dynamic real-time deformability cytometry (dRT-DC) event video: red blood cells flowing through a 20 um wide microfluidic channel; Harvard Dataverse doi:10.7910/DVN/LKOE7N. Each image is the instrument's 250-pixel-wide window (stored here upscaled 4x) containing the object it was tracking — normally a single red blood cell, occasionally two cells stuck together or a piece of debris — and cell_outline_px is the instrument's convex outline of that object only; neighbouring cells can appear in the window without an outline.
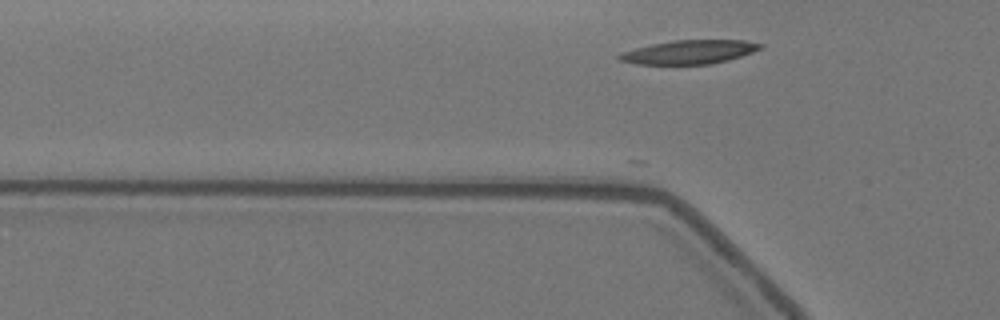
{"species": "Egyptian fruit bat (a non-hibernating species)", "species_latin": "Rousettus aegyptiacus", "temperature_condition": "warm", "stored_images_in_passage": 12, "camera_frame_rate_fps": 3000, "um_per_image_px": 0.085, "animal": {"sex": "female"}, "frame": {"image": 1, "passage_image": 3, "time_ms": 0.667, "image_size_px": [1000, 320], "cell_outline_px": [[764, 48], [728, 60], [712, 64], [636, 64], [620, 60], [616, 56], [620, 52], [652, 44], [672, 40], [744, 40], [764, 44]], "centroid_in_image_um": [58.6, 4.42], "position_along_channel_um": 67.2, "area_um2": 19.59}}
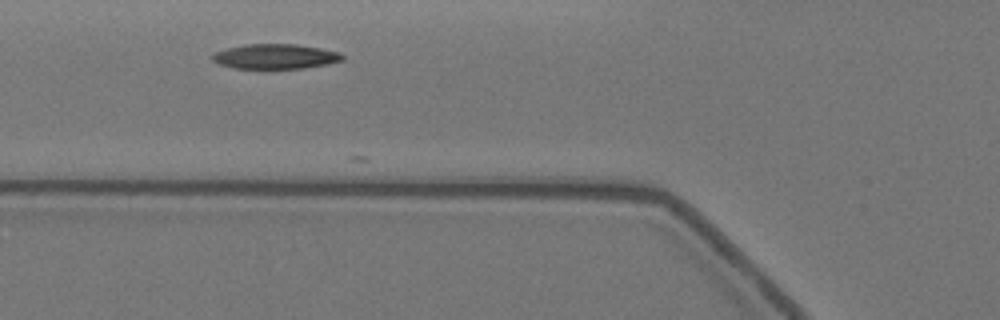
{"frame": {"image": 2, "passage_image": 6, "time_ms": 1.667, "image_size_px": [1000, 320], "cell_outline_px": [[344, 60], [328, 64], [300, 68], [232, 68], [220, 64], [212, 60], [212, 56], [216, 52], [228, 48], [244, 44], [296, 44], [320, 48], [340, 52], [344, 56]], "centroid_in_image_um": [23.43, 4.79], "position_along_channel_um": 102.4, "area_um2": 18.73}}
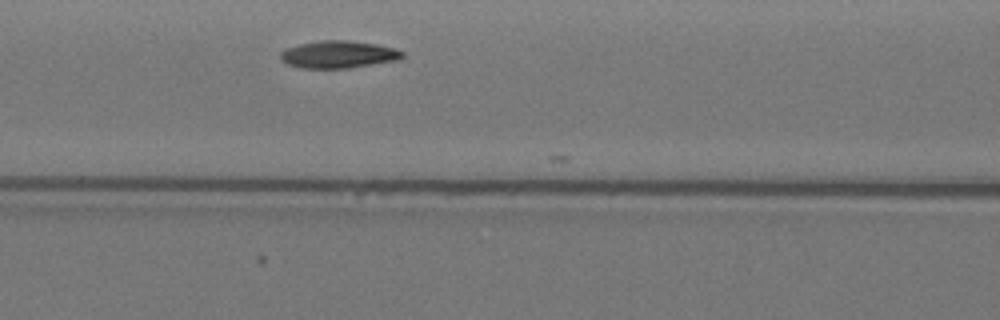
{"frame": {"image": 3, "passage_image": 9, "time_ms": 2.667, "image_size_px": [1000, 320], "cell_outline_px": [[404, 56], [396, 60], [348, 68], [300, 68], [288, 64], [280, 60], [280, 52], [288, 48], [300, 44], [320, 40], [348, 40], [376, 44], [392, 48], [404, 52]], "centroid_in_image_um": [28.73, 4.63], "position_along_channel_um": 137.9, "area_um2": 19.25}}